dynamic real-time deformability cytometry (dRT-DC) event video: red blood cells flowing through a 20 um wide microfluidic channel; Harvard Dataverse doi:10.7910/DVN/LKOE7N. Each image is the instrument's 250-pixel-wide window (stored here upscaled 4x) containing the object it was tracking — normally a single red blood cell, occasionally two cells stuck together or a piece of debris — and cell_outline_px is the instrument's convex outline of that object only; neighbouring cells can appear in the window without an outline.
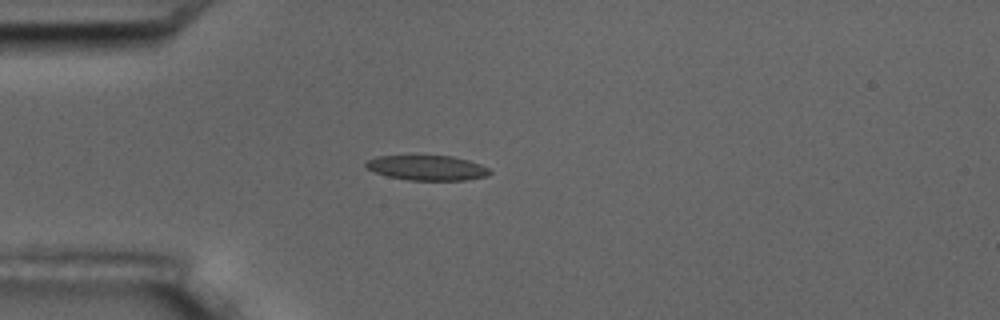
{"species": "common noctule bat (a hibernating species)", "species_latin": "Nyctalus noctula", "temperature_condition": "room temperature", "stored_images_in_passage": 1, "camera_frame_rate_fps": 3000, "um_per_image_px": 0.085, "animal": {"sex": "male", "body_mass_g": 17.5, "forearm_length_mm": 52.3}, "frame": {"image": 1, "passage_image": 1, "time_ms": 0.0, "image_size_px": [1000, 320], "cell_outline_px": [[492, 172], [488, 176], [464, 180], [408, 180], [388, 176], [376, 172], [368, 168], [364, 164], [368, 160], [376, 156], [452, 156], [468, 160], [480, 164], [488, 168]], "centroid_in_image_um": [36.33, 14.27], "position_along_channel_um": 48.7, "area_um2": 17.86}}